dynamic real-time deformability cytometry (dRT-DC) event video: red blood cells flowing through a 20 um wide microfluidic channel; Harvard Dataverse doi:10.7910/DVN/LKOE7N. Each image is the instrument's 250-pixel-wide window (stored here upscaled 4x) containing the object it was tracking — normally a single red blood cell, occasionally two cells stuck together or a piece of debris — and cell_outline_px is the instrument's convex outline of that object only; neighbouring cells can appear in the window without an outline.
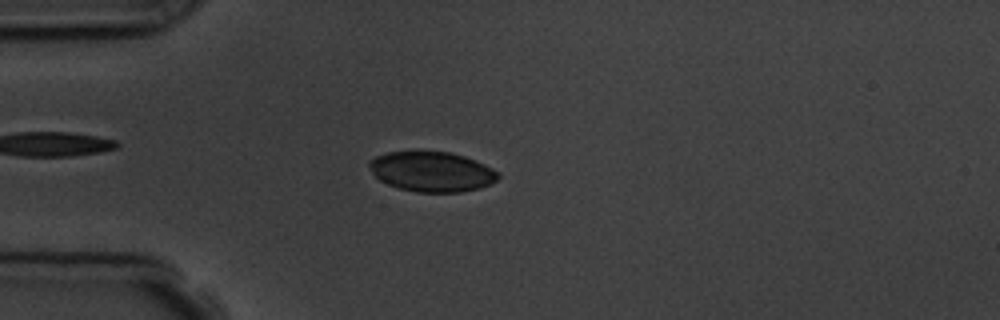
{"species": "common noctule bat (a hibernating species)", "species_latin": "Nyctalus noctula", "temperature_condition": "room temperature", "stored_images_in_passage": 4, "camera_frame_rate_fps": 3000, "um_per_image_px": 0.085, "animal": {"sex": "male", "body_mass_g": 19.5, "forearm_length_mm": 54.6}, "frame": {"image": 1, "passage_image": 4, "time_ms": 3.333, "image_size_px": [1000, 320], "cell_outline_px": [[500, 176], [496, 180], [480, 188], [460, 192], [416, 192], [400, 188], [388, 184], [380, 180], [372, 172], [368, 164], [368, 160], [376, 156], [388, 152], [416, 148], [448, 152], [464, 156], [476, 160], [500, 172]], "centroid_in_image_um": [36.68, 14.54], "position_along_channel_um": 48.3, "area_um2": 30.75}}